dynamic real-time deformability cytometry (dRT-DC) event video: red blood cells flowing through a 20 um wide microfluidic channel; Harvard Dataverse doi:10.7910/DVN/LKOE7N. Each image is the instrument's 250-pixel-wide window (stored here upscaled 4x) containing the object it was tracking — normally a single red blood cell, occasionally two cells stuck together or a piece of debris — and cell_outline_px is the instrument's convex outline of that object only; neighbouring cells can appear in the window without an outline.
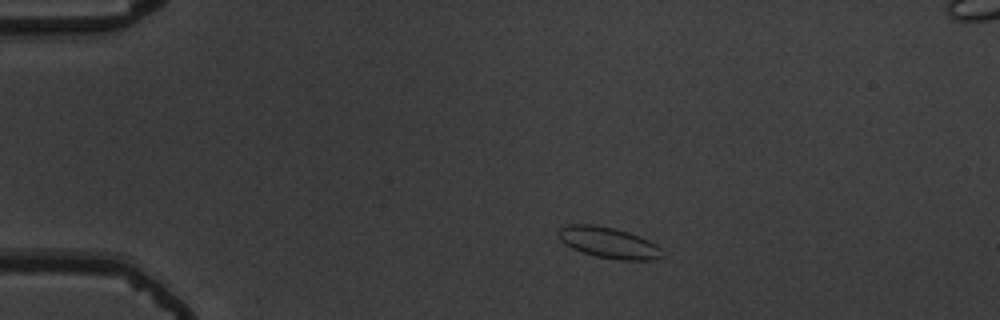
{"species": "common noctule bat (a hibernating species)", "species_latin": "Nyctalus noctula", "temperature_condition": "warm", "stored_images_in_passage": 44, "camera_frame_rate_fps": 3000, "um_per_image_px": 0.085, "animal": {"sex": "male", "body_mass_g": 19.5, "forearm_length_mm": 54.6}, "frame": {"image": 1, "passage_image": 1, "time_ms": 0.0, "image_size_px": [1000, 320], "cell_outline_px": [[664, 256], [656, 260], [620, 260], [596, 256], [572, 248], [564, 244], [560, 240], [556, 232], [560, 228], [568, 224], [592, 224], [616, 228], [640, 236], [656, 244], [660, 248]], "centroid_in_image_um": [51.73, 20.62], "position_along_channel_um": 33.3, "area_um2": 18.9}}
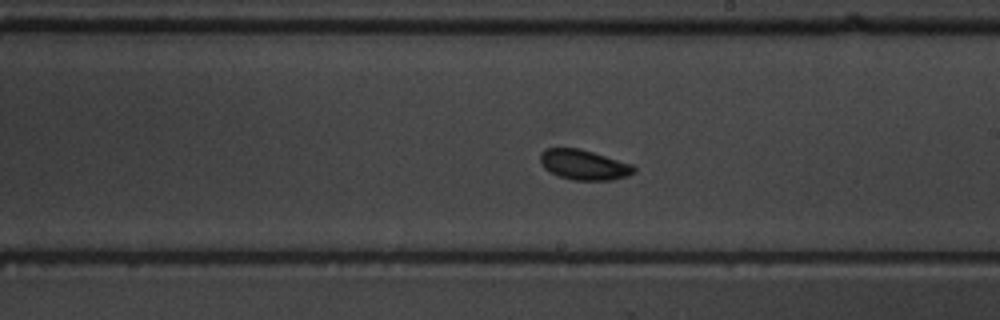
{"frame": {"image": 2, "passage_image": 22, "time_ms": 7.0, "image_size_px": [1000, 320], "cell_outline_px": [[636, 172], [628, 176], [612, 180], [572, 180], [560, 176], [544, 168], [540, 164], [540, 152], [544, 148], [580, 148], [632, 164], [636, 168]], "centroid_in_image_um": [49.63, 14.0], "position_along_channel_um": 239.4, "area_um2": 16.53}}
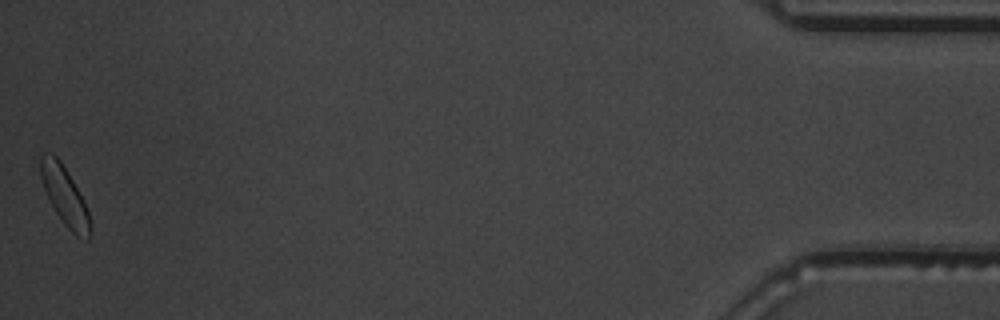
{"frame": {"image": 3, "passage_image": 44, "time_ms": 14.333, "image_size_px": [1000, 320], "cell_outline_px": [[92, 228], [88, 240], [76, 236], [64, 224], [56, 212], [44, 188], [40, 176], [40, 156], [44, 152], [52, 152], [60, 160], [84, 200], [92, 224]], "centroid_in_image_um": [5.51, 16.65], "position_along_channel_um": 429.7, "area_um2": 16.82}, "authors_computed_cell_mechanics": {"area_um2": 16.473, "velocity_mm_per_s": 3.7733, "shape_relaxation_time_tau1_ms": 6.2287, "shape_relaxation_time_tau2_ms": 3.2802, "deformation_change_tau1": 0.129, "deformation_change_tau2": 0.0806}}